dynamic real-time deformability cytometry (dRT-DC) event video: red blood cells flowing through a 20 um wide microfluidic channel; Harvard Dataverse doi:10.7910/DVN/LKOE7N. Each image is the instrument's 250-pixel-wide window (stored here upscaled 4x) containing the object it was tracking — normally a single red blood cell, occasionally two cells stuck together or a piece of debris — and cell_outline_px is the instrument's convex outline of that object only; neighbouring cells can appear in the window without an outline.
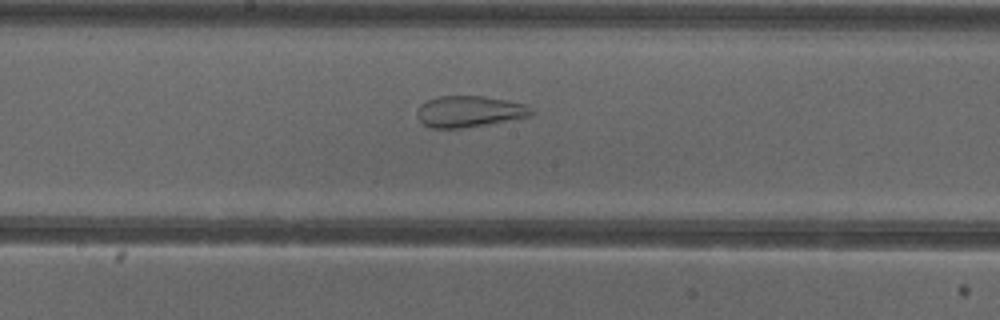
{"species": "common noctule bat (a hibernating species)", "species_latin": "Nyctalus noctula", "temperature_condition": "cold", "stored_images_in_passage": 54, "camera_frame_rate_fps": 3000, "um_per_image_px": 0.085, "animal": {"sex": "female"}, "frame": {"image": 1, "passage_image": 29, "time_ms": 9.333, "image_size_px": [1000, 320], "cell_outline_px": [[536, 112], [532, 116], [460, 128], [432, 128], [424, 124], [420, 120], [416, 112], [420, 104], [436, 96], [484, 96], [528, 104]], "centroid_in_image_um": [39.92, 9.46], "position_along_channel_um": 208.3, "area_um2": 20.81}}
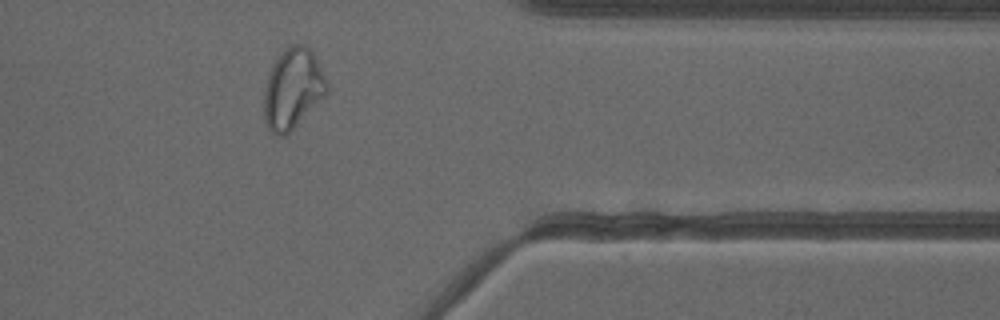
{"frame": {"image": 2, "passage_image": 44, "time_ms": 14.333, "image_size_px": [1000, 320], "cell_outline_px": [[328, 92], [284, 136], [276, 136], [268, 128], [264, 120], [264, 88], [268, 76], [276, 60], [292, 44], [300, 44], [308, 48], [312, 52], [328, 84]], "centroid_in_image_um": [24.86, 7.57], "position_along_channel_um": 386.5, "area_um2": 28.5}}
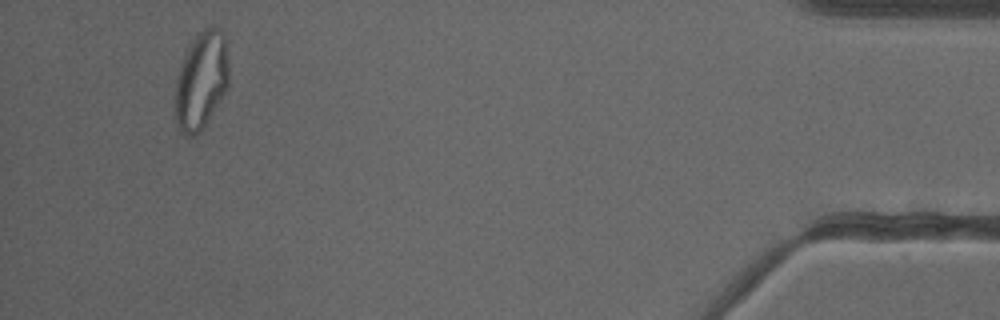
{"frame": {"image": 3, "passage_image": 51, "time_ms": 16.667, "image_size_px": [1000, 320], "cell_outline_px": [[228, 88], [208, 120], [200, 132], [192, 136], [188, 136], [180, 132], [176, 128], [176, 76], [184, 56], [192, 40], [200, 32], [212, 24], [220, 28], [224, 32], [228, 60]], "centroid_in_image_um": [17.12, 6.83], "position_along_channel_um": 418.1, "area_um2": 30.69}, "authors_computed_cell_mechanics": {"area_um2": 29.9982, "velocity_mm_per_s": 3.8515, "shape_relaxation_time_tau1_ms": null, "shape_relaxation_time_tau2_ms": 1.4475, "deformation_change_tau1": null, "deformation_change_tau2": 0.0864}}